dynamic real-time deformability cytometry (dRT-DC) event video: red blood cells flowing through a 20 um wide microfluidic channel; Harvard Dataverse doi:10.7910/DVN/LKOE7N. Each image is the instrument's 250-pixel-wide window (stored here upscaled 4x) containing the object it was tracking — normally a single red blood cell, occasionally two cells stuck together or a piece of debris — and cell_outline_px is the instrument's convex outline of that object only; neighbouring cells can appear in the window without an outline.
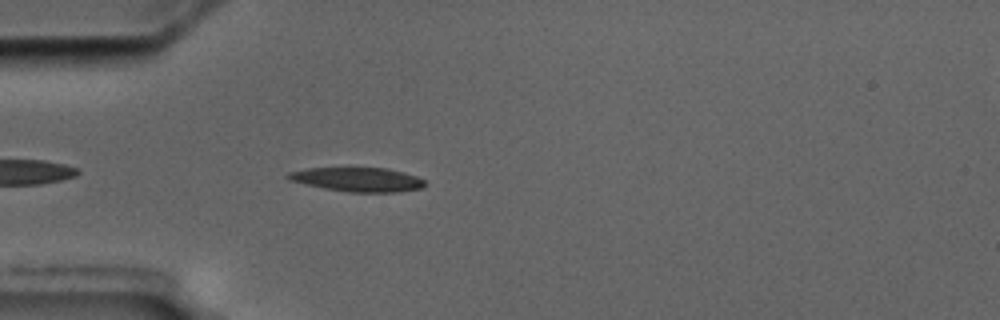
{"species": "common noctule bat (a hibernating species)", "species_latin": "Nyctalus noctula", "temperature_condition": "cold", "stored_images_in_passage": 6, "camera_frame_rate_fps": 3000, "um_per_image_px": 0.085, "animal": {"sex": "male", "body_mass_g": 17.5, "forearm_length_mm": 52.3}, "frame": {"image": 1, "passage_image": 5, "time_ms": 4.667, "image_size_px": [1000, 320], "cell_outline_px": [[424, 188], [396, 192], [348, 192], [324, 188], [288, 180], [284, 176], [288, 172], [308, 168], [348, 164], [388, 168], [404, 172], [416, 176], [424, 180]], "centroid_in_image_um": [30.34, 15.19], "position_along_channel_um": 54.7, "area_um2": 20.4}}